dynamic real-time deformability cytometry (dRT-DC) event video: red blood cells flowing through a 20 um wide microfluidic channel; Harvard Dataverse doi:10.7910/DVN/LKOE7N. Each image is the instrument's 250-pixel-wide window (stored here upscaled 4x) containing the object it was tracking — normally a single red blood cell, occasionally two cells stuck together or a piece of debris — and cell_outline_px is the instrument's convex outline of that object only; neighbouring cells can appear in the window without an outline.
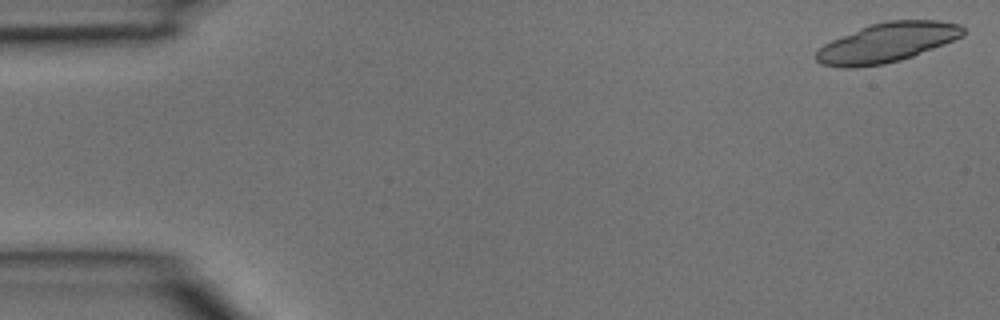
{"species": "common noctule bat (a hibernating species)", "species_latin": "Nyctalus noctula", "temperature_condition": "room temperature", "stored_images_in_passage": 38, "camera_frame_rate_fps": 3000, "um_per_image_px": 0.085, "animal": {"sex": "male", "body_mass_g": 15.6}, "frame": {"image": 1, "passage_image": 1, "time_ms": 0.0, "image_size_px": [1000, 320], "cell_outline_px": [[964, 36], [944, 44], [912, 56], [900, 60], [884, 64], [856, 68], [840, 68], [820, 64], [816, 60], [816, 52], [824, 44], [832, 40], [872, 24], [888, 20], [940, 20], [960, 24], [964, 28]], "centroid_in_image_um": [75.41, 3.63], "position_along_channel_um": 9.6, "area_um2": 33.64}}